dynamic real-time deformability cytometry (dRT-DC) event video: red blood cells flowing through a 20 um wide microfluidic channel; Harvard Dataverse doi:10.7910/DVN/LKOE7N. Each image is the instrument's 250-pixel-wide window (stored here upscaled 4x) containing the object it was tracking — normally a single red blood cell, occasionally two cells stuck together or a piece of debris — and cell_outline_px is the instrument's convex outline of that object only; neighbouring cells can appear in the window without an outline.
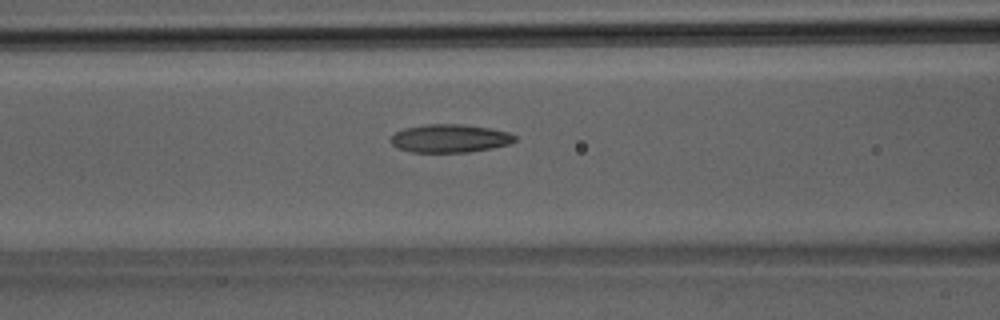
{"species": "Egyptian fruit bat (a non-hibernating species)", "species_latin": "Rousettus aegyptiacus", "temperature_condition": "room temperature", "stored_images_in_passage": 26, "camera_frame_rate_fps": 3000, "um_per_image_px": 0.085, "animal": {"sex": "male"}, "frame": {"image": 1, "passage_image": 11, "time_ms": 3.333, "image_size_px": [1000, 320], "cell_outline_px": [[516, 140], [508, 144], [492, 148], [468, 152], [412, 152], [396, 148], [392, 144], [392, 136], [396, 132], [404, 128], [424, 124], [464, 124], [492, 128], [508, 132], [516, 136]], "centroid_in_image_um": [38.25, 11.75], "position_along_channel_um": 128.4, "area_um2": 20.46}}
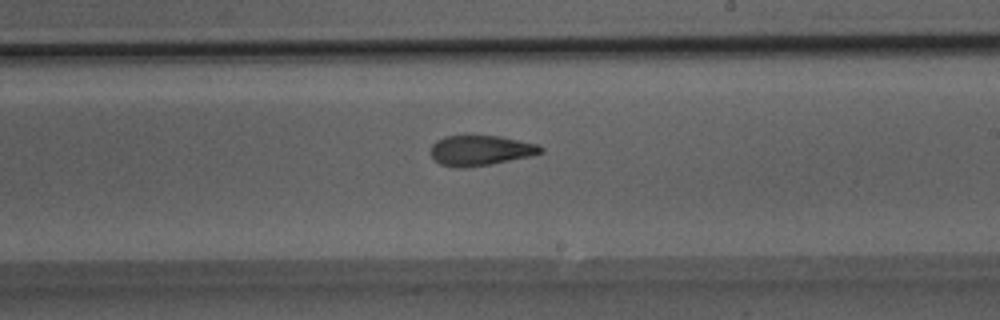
{"frame": {"image": 2, "passage_image": 18, "time_ms": 5.667, "image_size_px": [1000, 320], "cell_outline_px": [[544, 152], [532, 156], [492, 164], [468, 168], [456, 168], [440, 164], [432, 156], [432, 144], [436, 140], [444, 136], [500, 136], [536, 144], [544, 148]], "centroid_in_image_um": [40.86, 12.8], "position_along_channel_um": 248.1, "area_um2": 19.42}}